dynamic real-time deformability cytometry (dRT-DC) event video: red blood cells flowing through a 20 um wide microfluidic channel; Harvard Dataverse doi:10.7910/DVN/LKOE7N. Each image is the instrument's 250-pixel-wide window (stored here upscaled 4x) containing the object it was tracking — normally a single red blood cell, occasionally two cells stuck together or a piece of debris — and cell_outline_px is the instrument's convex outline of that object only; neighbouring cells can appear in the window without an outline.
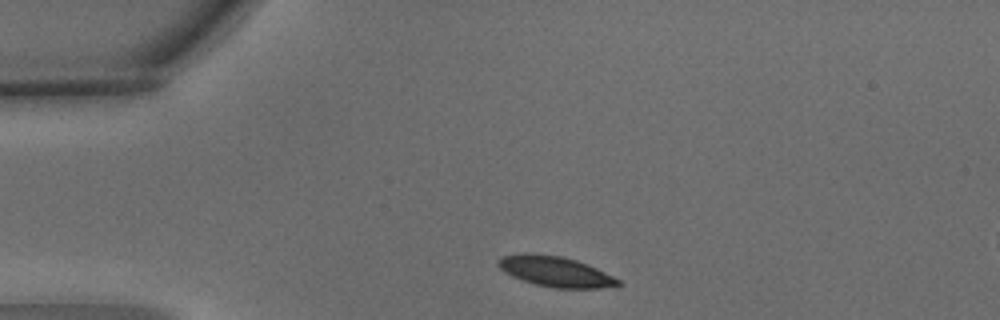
{"species": "common noctule bat (a hibernating species)", "species_latin": "Nyctalus noctula", "temperature_condition": "warm", "stored_images_in_passage": 3, "segment_of_instrument_passage": [1, 2], "camera_frame_rate_fps": 3000, "um_per_image_px": 0.085, "animal": {"sex": "male", "body_mass_g": 15.6}, "frame": {"image": 1, "passage_image": 1, "time_ms": 0.0, "image_size_px": [1000, 320], "cell_outline_px": [[624, 284], [600, 288], [556, 288], [536, 284], [512, 276], [504, 272], [496, 264], [496, 260], [504, 256], [524, 252], [560, 256], [576, 260], [596, 268], [620, 280]], "centroid_in_image_um": [47.19, 23.07], "position_along_channel_um": 37.8, "area_um2": 21.04}}